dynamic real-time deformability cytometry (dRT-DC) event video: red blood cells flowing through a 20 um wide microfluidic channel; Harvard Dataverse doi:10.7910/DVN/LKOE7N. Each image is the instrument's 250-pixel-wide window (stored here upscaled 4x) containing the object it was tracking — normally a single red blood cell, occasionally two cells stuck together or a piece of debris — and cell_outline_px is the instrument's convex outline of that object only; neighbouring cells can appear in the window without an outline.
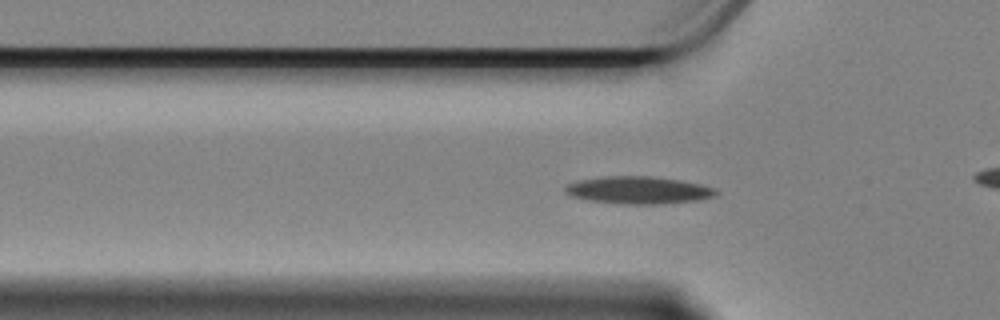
{"species": "Egyptian fruit bat (a non-hibernating species)", "species_latin": "Rousettus aegyptiacus", "temperature_condition": "cold", "stored_images_in_passage": 59, "camera_frame_rate_fps": 3000, "um_per_image_px": 0.085, "animal": {"sex": "female"}, "frame": {"image": 1, "passage_image": 17, "time_ms": 5.333, "image_size_px": [1000, 320], "cell_outline_px": [[720, 192], [716, 196], [700, 200], [660, 204], [624, 204], [588, 200], [568, 196], [564, 192], [564, 188], [568, 184], [580, 180], [600, 176], [652, 176], [680, 180], [700, 184], [716, 188]], "centroid_in_image_um": [54.28, 16.16], "position_along_channel_um": 71.5, "area_um2": 24.39}}
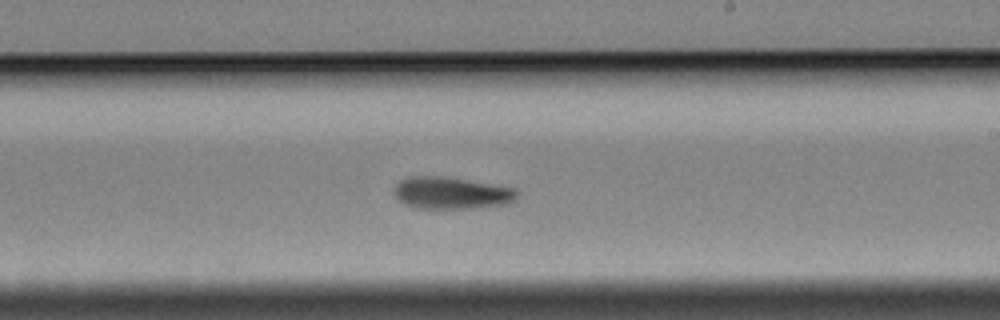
{"frame": {"image": 2, "passage_image": 33, "time_ms": 10.667, "image_size_px": [1000, 320], "cell_outline_px": [[520, 192], [508, 204], [468, 208], [416, 208], [404, 204], [392, 192], [396, 184], [400, 180], [408, 176], [444, 176], [516, 188]], "centroid_in_image_um": [38.34, 16.39], "position_along_channel_um": 250.7, "area_um2": 22.95}}
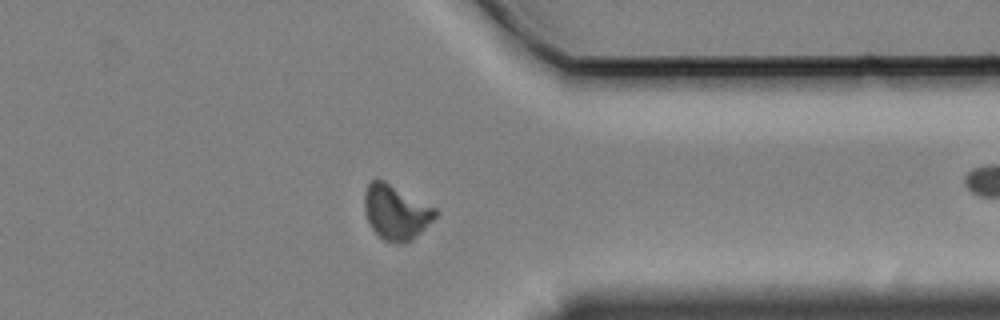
{"frame": {"image": 3, "passage_image": 45, "time_ms": 14.667, "image_size_px": [1000, 320], "cell_outline_px": [[436, 216], [412, 240], [404, 244], [396, 244], [384, 240], [372, 228], [368, 220], [364, 208], [364, 192], [368, 184], [372, 180], [384, 180], [436, 208]], "centroid_in_image_um": [33.64, 18.04], "position_along_channel_um": 377.8, "area_um2": 22.37}, "authors_computed_cell_mechanics": {"area_um2": 22.1374, "velocity_mm_per_s": 3.3465, "shape_relaxation_time_tau1_ms": 3.8291, "shape_relaxation_time_tau2_ms": null, "deformation_change_tau1": 0.1265, "deformation_change_tau2": null}}